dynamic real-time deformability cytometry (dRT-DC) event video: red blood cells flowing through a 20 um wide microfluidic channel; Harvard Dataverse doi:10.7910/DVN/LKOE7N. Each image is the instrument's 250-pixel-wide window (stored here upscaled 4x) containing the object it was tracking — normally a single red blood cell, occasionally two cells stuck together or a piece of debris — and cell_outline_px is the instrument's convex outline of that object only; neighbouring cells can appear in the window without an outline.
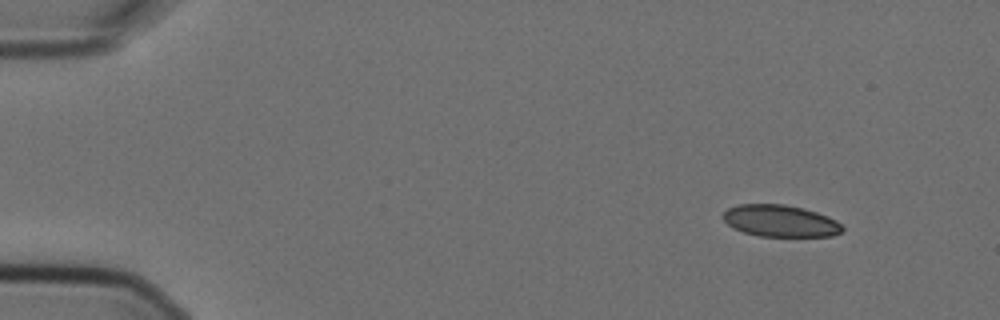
{"species": "Egyptian fruit bat (a non-hibernating species)", "species_latin": "Rousettus aegyptiacus", "temperature_condition": "cold", "stored_images_in_passage": 5, "segment_of_instrument_passage": [1, 2], "camera_frame_rate_fps": 3000, "um_per_image_px": 0.085, "animal": {"sex": "female"}, "frame": {"image": 1, "passage_image": 1, "time_ms": 0.0, "image_size_px": [1000, 320], "cell_outline_px": [[844, 228], [840, 232], [832, 236], [760, 236], [744, 232], [732, 228], [724, 220], [724, 212], [728, 208], [740, 204], [784, 204], [804, 208], [828, 216], [836, 220]], "centroid_in_image_um": [66.33, 18.77], "position_along_channel_um": 18.7, "area_um2": 22.02}}